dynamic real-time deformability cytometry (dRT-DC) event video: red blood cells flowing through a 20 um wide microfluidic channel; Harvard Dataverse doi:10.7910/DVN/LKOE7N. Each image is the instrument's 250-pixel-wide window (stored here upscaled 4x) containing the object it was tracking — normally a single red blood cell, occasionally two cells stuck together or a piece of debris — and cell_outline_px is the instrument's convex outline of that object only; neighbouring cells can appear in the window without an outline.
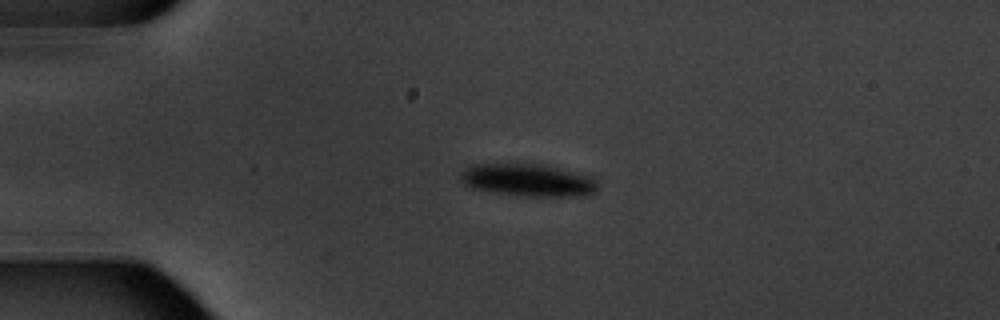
{"species": "common noctule bat (a hibernating species)", "species_latin": "Nyctalus noctula", "temperature_condition": "warm", "stored_images_in_passage": 4, "camera_frame_rate_fps": 3000, "um_per_image_px": 0.085, "animal": {"sex": "male", "body_mass_g": 20.1, "forearm_length_mm": 53.5}, "frame": {"image": 1, "passage_image": 3, "time_ms": 3.0, "image_size_px": [1000, 320], "cell_outline_px": [[600, 184], [596, 192], [588, 196], [516, 196], [472, 188], [464, 184], [460, 176], [460, 172], [464, 168], [472, 164], [548, 164], [592, 176]], "centroid_in_image_um": [44.94, 15.31], "position_along_channel_um": 40.1, "area_um2": 26.59}}